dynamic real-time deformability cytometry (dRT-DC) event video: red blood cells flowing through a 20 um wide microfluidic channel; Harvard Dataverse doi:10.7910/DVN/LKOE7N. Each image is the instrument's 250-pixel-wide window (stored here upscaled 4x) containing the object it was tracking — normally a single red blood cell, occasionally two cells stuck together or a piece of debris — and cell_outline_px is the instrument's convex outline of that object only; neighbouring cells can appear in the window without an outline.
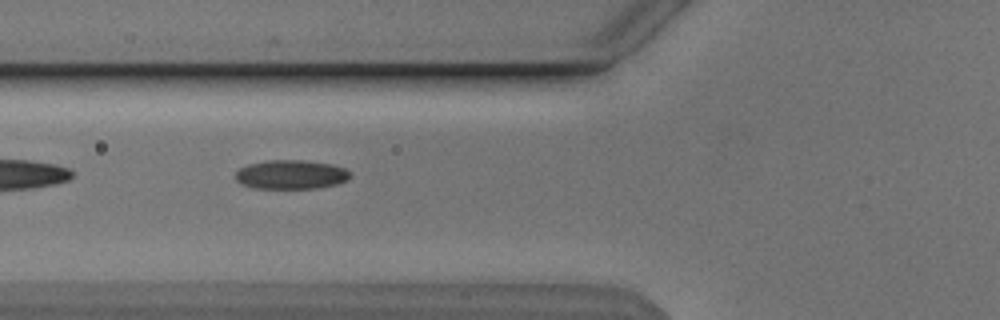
{"species": "Egyptian fruit bat (a non-hibernating species)", "species_latin": "Rousettus aegyptiacus", "temperature_condition": "cold", "stored_images_in_passage": 36, "camera_frame_rate_fps": 3000, "um_per_image_px": 0.085, "animal": {"sex": "male"}, "frame": {"image": 1, "passage_image": 3, "time_ms": 0.667, "image_size_px": [1000, 320], "cell_outline_px": [[352, 176], [348, 180], [336, 184], [316, 188], [252, 188], [240, 184], [236, 180], [236, 172], [240, 168], [248, 164], [268, 160], [300, 160], [332, 164], [344, 168]], "centroid_in_image_um": [24.72, 14.84], "position_along_channel_um": 101.1, "area_um2": 19.42}}
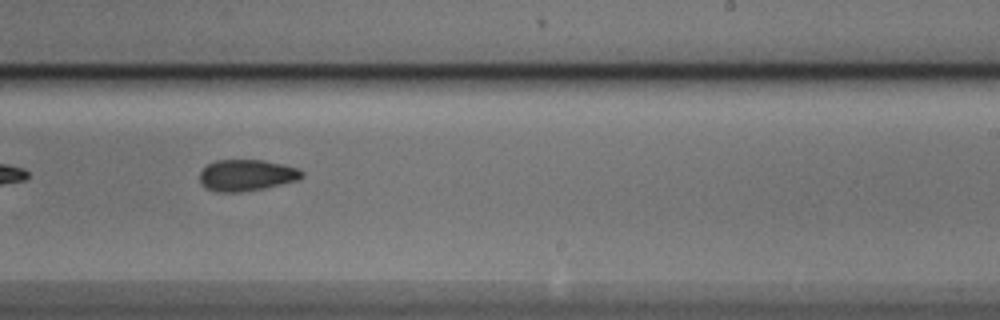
{"frame": {"image": 2, "passage_image": 16, "time_ms": 5.0, "image_size_px": [1000, 320], "cell_outline_px": [[304, 176], [300, 180], [264, 188], [240, 192], [216, 192], [204, 188], [200, 184], [200, 172], [208, 164], [216, 160], [264, 160], [284, 164], [300, 168], [304, 172]], "centroid_in_image_um": [20.99, 14.9], "position_along_channel_um": 268.0, "area_um2": 19.02}}
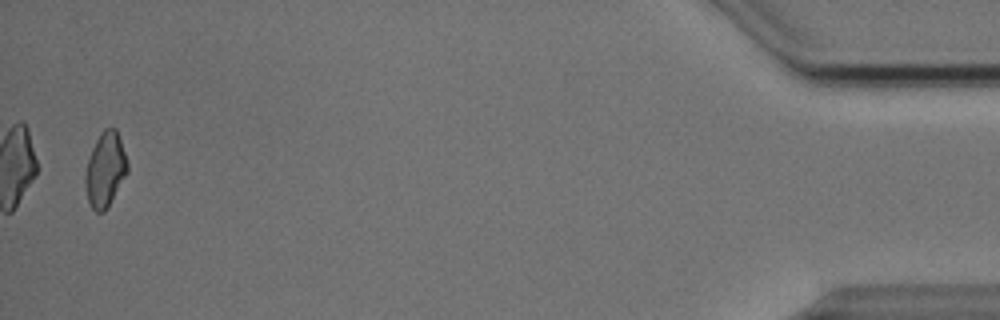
{"frame": {"image": 3, "passage_image": 35, "time_ms": 11.333, "image_size_px": [1000, 320], "cell_outline_px": [[128, 172], [104, 212], [96, 212], [92, 208], [88, 200], [84, 184], [84, 176], [88, 160], [92, 148], [100, 132], [104, 128], [116, 128], [128, 164]], "centroid_in_image_um": [8.93, 14.41], "position_along_channel_um": 426.3, "area_um2": 18.15}}